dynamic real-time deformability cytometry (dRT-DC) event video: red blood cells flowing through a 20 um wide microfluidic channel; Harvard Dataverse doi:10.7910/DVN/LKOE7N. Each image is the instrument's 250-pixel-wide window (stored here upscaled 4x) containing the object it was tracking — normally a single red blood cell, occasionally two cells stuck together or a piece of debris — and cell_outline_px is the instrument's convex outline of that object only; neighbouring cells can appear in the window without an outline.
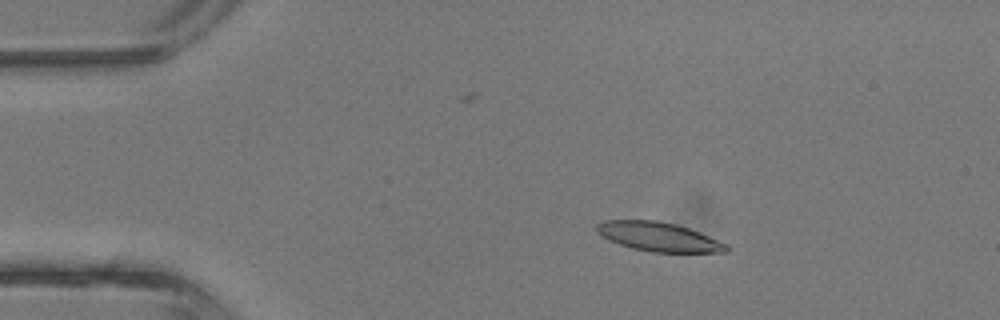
{"species": "common noctule bat (a hibernating species)", "species_latin": "Nyctalus noctula", "temperature_condition": "room temperature", "stored_images_in_passage": 4, "camera_frame_rate_fps": 3000, "um_per_image_px": 0.085, "animal": {"sex": "male", "body_mass_g": 13.3}, "frame": {"image": 1, "passage_image": 2, "time_ms": 1.333, "image_size_px": [1000, 320], "cell_outline_px": [[732, 248], [728, 252], [652, 252], [632, 248], [608, 240], [600, 236], [596, 232], [596, 224], [600, 220], [656, 220], [676, 224], [688, 228], [728, 244]], "centroid_in_image_um": [55.96, 20.12], "position_along_channel_um": 29.0, "area_um2": 22.14}}
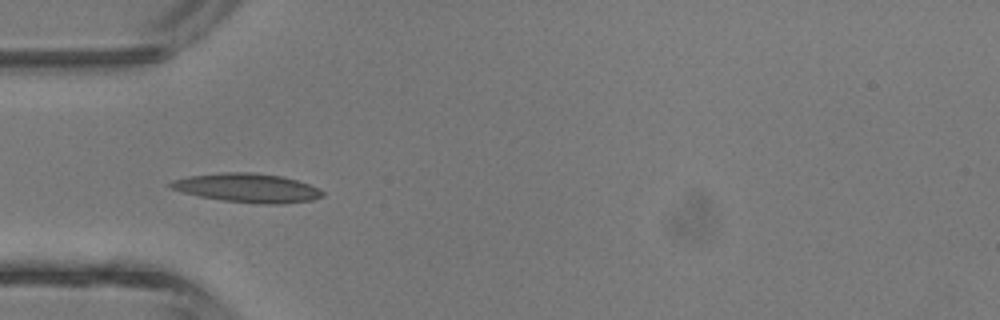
{"frame": {"image": 2, "passage_image": 4, "time_ms": 3.333, "image_size_px": [1000, 320], "cell_outline_px": [[324, 196], [312, 200], [284, 204], [260, 204], [224, 200], [200, 196], [184, 192], [172, 188], [164, 184], [172, 180], [188, 176], [224, 172], [252, 172], [284, 176], [320, 188], [324, 192]], "centroid_in_image_um": [21.05, 15.97], "position_along_channel_um": 63.9, "area_um2": 25.72}}